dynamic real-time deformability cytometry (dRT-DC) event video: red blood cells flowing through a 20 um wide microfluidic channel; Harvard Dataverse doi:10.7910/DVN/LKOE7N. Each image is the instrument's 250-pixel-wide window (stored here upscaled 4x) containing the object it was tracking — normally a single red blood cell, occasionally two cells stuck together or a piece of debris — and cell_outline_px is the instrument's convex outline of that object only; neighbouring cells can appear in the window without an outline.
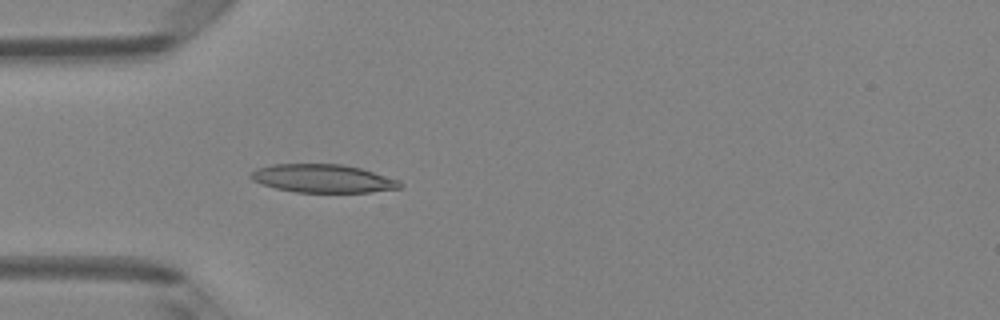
{"species": "Egyptian fruit bat (a non-hibernating species)", "species_latin": "Rousettus aegyptiacus", "temperature_condition": "room temperature", "stored_images_in_passage": 5, "camera_frame_rate_fps": 3000, "um_per_image_px": 0.085, "animal": {"sex": "female"}, "frame": {"image": 1, "passage_image": 5, "time_ms": 1.333, "image_size_px": [1000, 320], "cell_outline_px": [[404, 184], [400, 188], [368, 192], [296, 192], [276, 188], [252, 180], [248, 176], [256, 168], [272, 164], [340, 164], [360, 168], [400, 180]], "centroid_in_image_um": [27.45, 15.17], "position_along_channel_um": 57.6, "area_um2": 24.45}}